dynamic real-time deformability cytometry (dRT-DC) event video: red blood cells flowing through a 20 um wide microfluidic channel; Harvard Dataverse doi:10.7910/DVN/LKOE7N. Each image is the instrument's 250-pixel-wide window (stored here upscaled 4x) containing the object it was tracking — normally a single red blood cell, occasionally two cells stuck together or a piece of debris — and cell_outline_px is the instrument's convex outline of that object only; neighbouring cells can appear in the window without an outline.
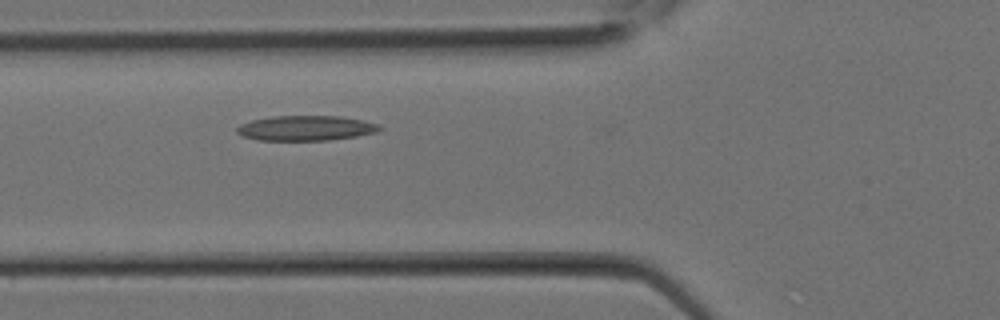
{"species": "Egyptian fruit bat (a non-hibernating species)", "species_latin": "Rousettus aegyptiacus", "temperature_condition": "room temperature", "stored_images_in_passage": 2, "camera_frame_rate_fps": 3000, "um_per_image_px": 0.085, "animal": {"sex": "female"}, "frame": {"image": 1, "passage_image": 2, "time_ms": 0.333, "image_size_px": [1000, 320], "cell_outline_px": [[384, 128], [376, 132], [356, 136], [328, 140], [256, 140], [240, 136], [236, 132], [236, 128], [240, 124], [252, 120], [272, 116], [340, 116], [364, 120], [380, 124]], "centroid_in_image_um": [25.99, 10.89], "position_along_channel_um": 99.8, "area_um2": 20.98}}